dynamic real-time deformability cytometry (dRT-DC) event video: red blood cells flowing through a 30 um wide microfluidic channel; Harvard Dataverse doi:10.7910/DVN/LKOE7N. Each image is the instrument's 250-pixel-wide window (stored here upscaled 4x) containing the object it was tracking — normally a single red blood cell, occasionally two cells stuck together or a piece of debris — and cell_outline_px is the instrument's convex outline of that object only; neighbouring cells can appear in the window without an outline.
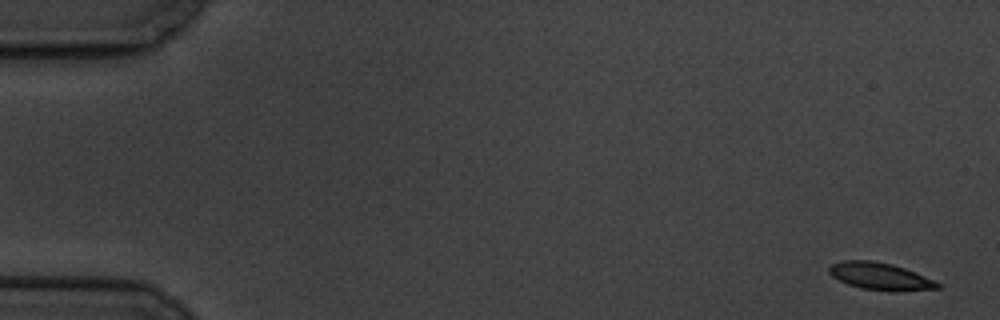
{"species": "common noctule bat (a hibernating species)", "species_latin": "Nyctalus noctula", "temperature_condition": "cold", "stored_images_in_passage": 5, "camera_frame_rate_fps": 3000, "um_per_image_px": 0.085, "animal": {"sex": "male", "body_mass_g": 19.5, "forearm_length_mm": 54.6}, "frame": {"image": 1, "passage_image": 1, "time_ms": 0.0, "image_size_px": [1000, 320], "cell_outline_px": [[940, 288], [892, 292], [860, 288], [848, 284], [832, 276], [828, 272], [828, 268], [832, 264], [840, 260], [872, 260], [892, 264], [904, 268], [932, 280], [940, 284]], "centroid_in_image_um": [74.76, 23.48], "position_along_channel_um": 10.2, "area_um2": 17.11}}
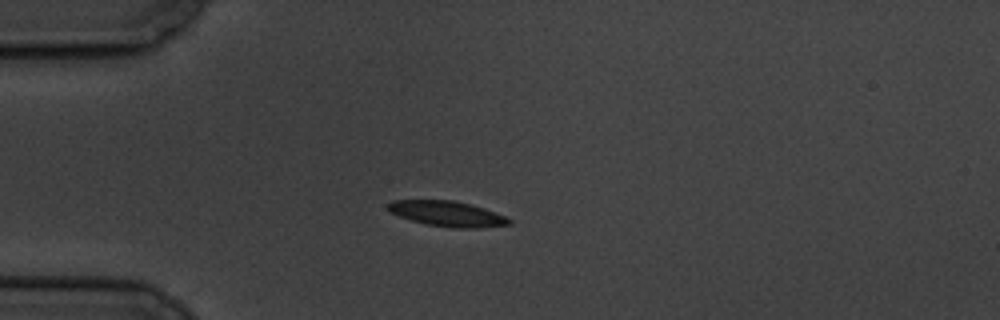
{"frame": {"image": 2, "passage_image": 5, "time_ms": 4.667, "image_size_px": [1000, 320], "cell_outline_px": [[512, 224], [476, 228], [452, 228], [428, 224], [412, 220], [388, 212], [388, 204], [392, 200], [452, 200], [484, 208], [496, 212], [512, 220]], "centroid_in_image_um": [38.02, 18.17], "position_along_channel_um": 47.0, "area_um2": 17.74}}